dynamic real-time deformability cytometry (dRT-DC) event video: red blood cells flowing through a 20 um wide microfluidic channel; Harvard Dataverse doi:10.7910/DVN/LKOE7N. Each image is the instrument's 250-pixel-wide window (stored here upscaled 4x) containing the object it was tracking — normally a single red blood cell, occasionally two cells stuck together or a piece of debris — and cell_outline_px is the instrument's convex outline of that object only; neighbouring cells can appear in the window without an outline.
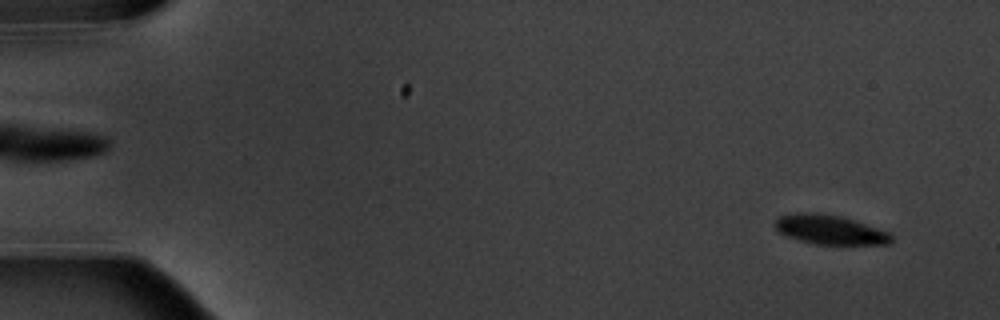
{"species": "common noctule bat (a hibernating species)", "species_latin": "Nyctalus noctula", "temperature_condition": "warm", "stored_images_in_passage": 4, "camera_frame_rate_fps": 3000, "um_per_image_px": 0.085, "animal": {"sex": "male", "body_mass_g": 20.1, "forearm_length_mm": 53.5}, "frame": {"image": 1, "passage_image": 1, "time_ms": 0.0, "image_size_px": [1000, 320], "cell_outline_px": [[892, 240], [888, 244], [812, 244], [788, 236], [780, 232], [772, 224], [780, 216], [796, 212], [808, 212], [840, 216], [892, 232]], "centroid_in_image_um": [70.55, 19.52], "position_along_channel_um": 14.4, "area_um2": 19.83}}